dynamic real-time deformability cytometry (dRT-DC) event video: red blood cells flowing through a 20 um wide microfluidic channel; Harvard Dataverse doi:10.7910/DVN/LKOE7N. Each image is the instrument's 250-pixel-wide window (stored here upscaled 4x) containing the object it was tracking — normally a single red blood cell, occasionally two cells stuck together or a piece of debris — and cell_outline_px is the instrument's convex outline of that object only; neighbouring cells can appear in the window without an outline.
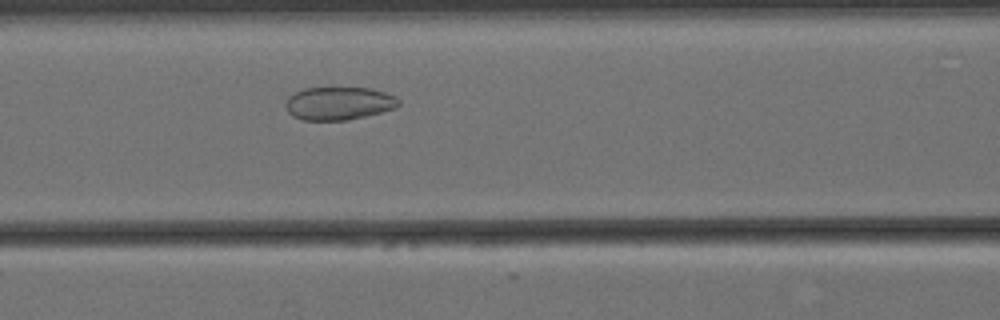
{"species": "Egyptian fruit bat (a non-hibernating species)", "species_latin": "Rousettus aegyptiacus", "temperature_condition": "cold", "stored_images_in_passage": 51, "camera_frame_rate_fps": 3000, "um_per_image_px": 0.085, "animal": {"sex": "female"}, "frame": {"image": 1, "passage_image": 16, "time_ms": 5.0, "image_size_px": [1000, 320], "cell_outline_px": [[400, 104], [396, 108], [348, 120], [300, 120], [292, 116], [288, 112], [288, 96], [304, 88], [372, 88], [396, 96], [400, 100]], "centroid_in_image_um": [28.83, 8.79], "position_along_channel_um": 137.8, "area_um2": 21.68}}
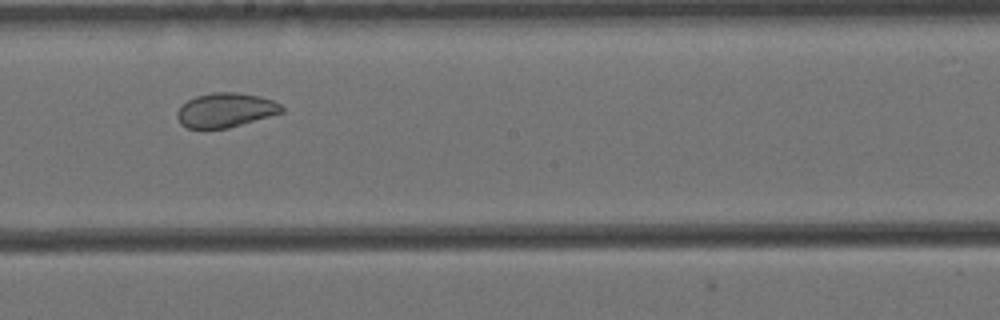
{"frame": {"image": 2, "passage_image": 24, "time_ms": 7.667, "image_size_px": [1000, 320], "cell_outline_px": [[284, 112], [228, 128], [188, 128], [180, 124], [176, 116], [176, 112], [188, 100], [196, 96], [212, 92], [236, 92], [260, 96], [272, 100], [280, 104], [284, 108]], "centroid_in_image_um": [19.17, 9.35], "position_along_channel_um": 229.0, "area_um2": 20.87}}
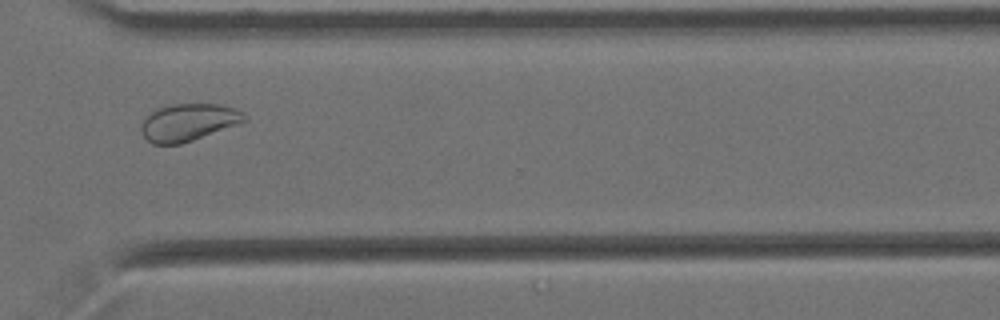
{"frame": {"image": 3, "passage_image": 35, "time_ms": 11.333, "image_size_px": [1000, 320], "cell_outline_px": [[248, 120], [240, 124], [180, 144], [152, 144], [144, 136], [140, 128], [144, 120], [156, 108], [172, 104], [220, 104], [244, 112], [248, 116]], "centroid_in_image_um": [16.05, 10.39], "position_along_channel_um": 354.5, "area_um2": 22.37}, "authors_computed_cell_mechanics": {"area_um2": 25.0274, "velocity_mm_per_s": 3.4303, "shape_relaxation_time_tau1_ms": null, "shape_relaxation_time_tau2_ms": 1.2747, "deformation_change_tau1": null, "deformation_change_tau2": 0.0567}}